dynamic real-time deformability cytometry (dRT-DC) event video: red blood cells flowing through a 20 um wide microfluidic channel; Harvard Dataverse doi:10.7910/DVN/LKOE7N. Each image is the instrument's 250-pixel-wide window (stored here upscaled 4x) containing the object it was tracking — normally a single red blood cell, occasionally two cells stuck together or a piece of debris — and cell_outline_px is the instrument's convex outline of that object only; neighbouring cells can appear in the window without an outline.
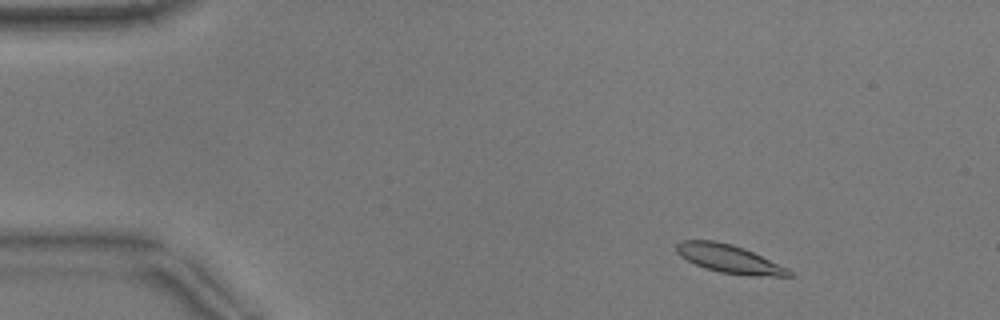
{"species": "common noctule bat (a hibernating species)", "species_latin": "Nyctalus noctula", "temperature_condition": "warm", "stored_images_in_passage": 44, "camera_frame_rate_fps": 3000, "um_per_image_px": 0.085, "animal": {"sex": "male", "body_mass_g": 17.9}, "frame": {"image": 1, "passage_image": 5, "time_ms": 1.333, "image_size_px": [1000, 320], "cell_outline_px": [[792, 276], [748, 276], [720, 272], [704, 268], [680, 256], [676, 252], [676, 244], [680, 240], [716, 240], [732, 244], [744, 248], [788, 268], [792, 272]], "centroid_in_image_um": [61.97, 21.99], "position_along_channel_um": 23.0, "area_um2": 18.61}}
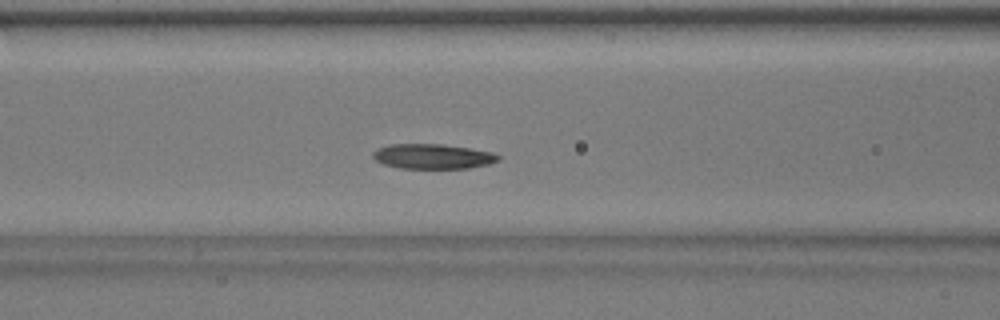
{"frame": {"image": 2, "passage_image": 20, "time_ms": 6.333, "image_size_px": [1000, 320], "cell_outline_px": [[500, 160], [488, 164], [468, 168], [400, 168], [384, 164], [376, 160], [372, 156], [372, 152], [376, 148], [388, 144], [444, 144], [492, 152], [500, 156]], "centroid_in_image_um": [36.76, 13.28], "position_along_channel_um": 129.8, "area_um2": 18.21}}
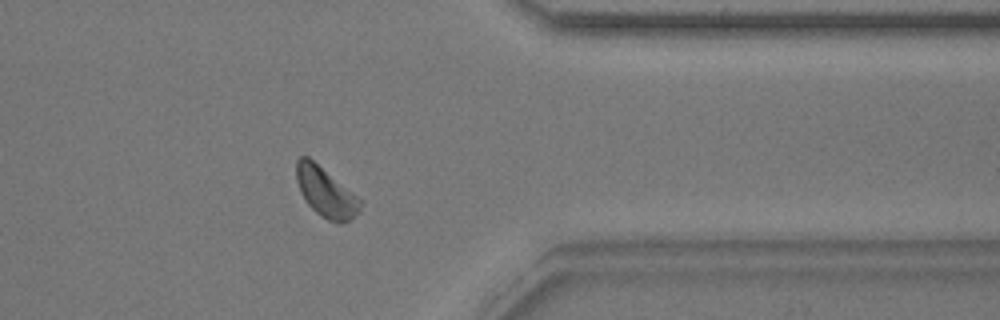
{"frame": {"image": 3, "passage_image": 41, "time_ms": 13.333, "image_size_px": [1000, 320], "cell_outline_px": [[364, 204], [360, 212], [348, 220], [340, 224], [328, 220], [320, 216], [308, 204], [300, 192], [296, 180], [296, 160], [300, 156], [308, 156], [364, 200]], "centroid_in_image_um": [27.73, 16.34], "position_along_channel_um": 383.7, "area_um2": 18.84}, "authors_computed_cell_mechanics": {"area_um2": 18.5249, "velocity_mm_per_s": 3.7933, "shape_relaxation_time_tau1_ms": 4.1087, "shape_relaxation_time_tau2_ms": 7.065, "deformation_change_tau1": 0.0961, "deformation_change_tau2": 0.1291}}